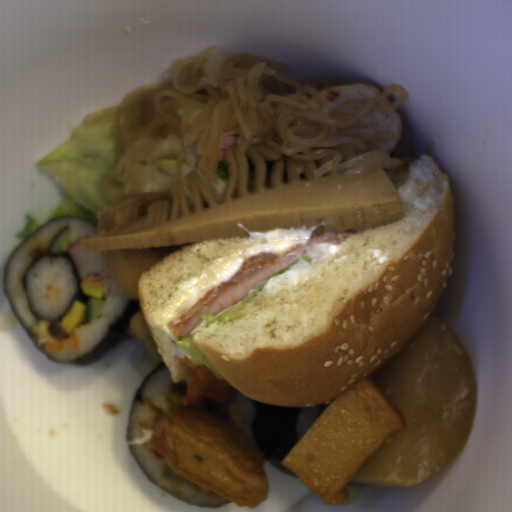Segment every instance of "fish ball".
Instances as JSON below:
<instances>
[{
    "label": "fish ball",
    "instance_id": "fish-ball-1",
    "mask_svg": "<svg viewBox=\"0 0 512 512\" xmlns=\"http://www.w3.org/2000/svg\"><path fill=\"white\" fill-rule=\"evenodd\" d=\"M126 331L140 341L151 362L159 364L163 361L142 309L134 314Z\"/></svg>",
    "mask_w": 512,
    "mask_h": 512
}]
</instances>
